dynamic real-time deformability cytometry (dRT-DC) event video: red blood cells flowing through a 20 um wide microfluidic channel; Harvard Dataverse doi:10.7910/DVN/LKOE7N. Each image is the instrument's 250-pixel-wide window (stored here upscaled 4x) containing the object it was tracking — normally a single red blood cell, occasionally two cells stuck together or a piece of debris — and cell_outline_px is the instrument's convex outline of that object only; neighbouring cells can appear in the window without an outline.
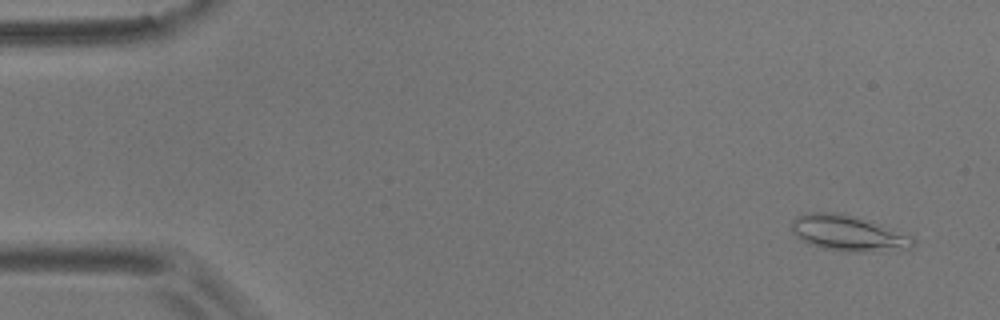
{"species": "common noctule bat (a hibernating species)", "species_latin": "Nyctalus noctula", "temperature_condition": "room temperature", "stored_images_in_passage": 26, "camera_frame_rate_fps": 3000, "um_per_image_px": 0.085, "animal": {"sex": "male", "body_mass_g": 17.9}, "frame": {"image": 1, "passage_image": 3, "time_ms": 0.667, "image_size_px": [1000, 320], "cell_outline_px": [[916, 240], [912, 248], [872, 252], [848, 252], [824, 248], [800, 240], [792, 232], [792, 220], [796, 216], [808, 212], [844, 212], [880, 224], [908, 236]], "centroid_in_image_um": [72.06, 19.81], "position_along_channel_um": 12.9, "area_um2": 25.32}}
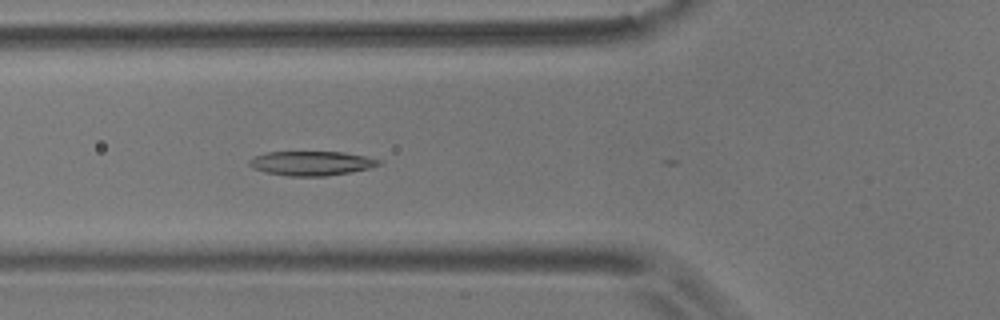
{"frame": {"image": 2, "passage_image": 20, "time_ms": 6.333, "image_size_px": [1000, 320], "cell_outline_px": [[384, 164], [368, 168], [348, 172], [324, 176], [288, 176], [264, 172], [252, 168], [248, 164], [248, 160], [256, 156], [268, 152], [344, 152], [368, 156], [384, 160]], "centroid_in_image_um": [26.51, 13.87], "position_along_channel_um": 99.3, "area_um2": 18.5}}
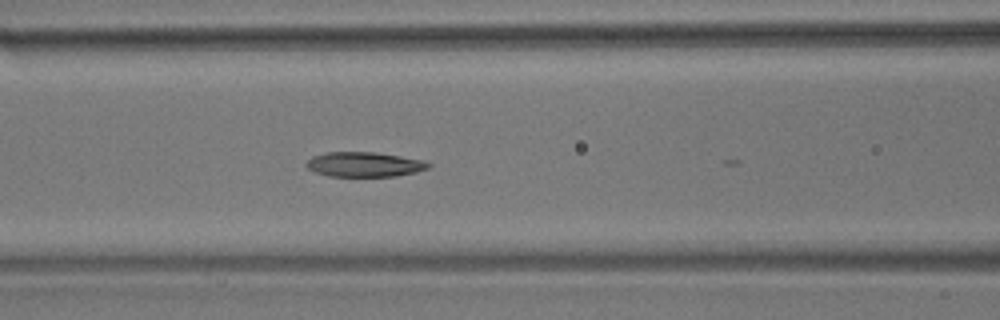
{"frame": {"image": 3, "passage_image": 23, "time_ms": 7.333, "image_size_px": [1000, 320], "cell_outline_px": [[432, 164], [428, 168], [416, 172], [396, 176], [328, 176], [316, 172], [308, 168], [304, 164], [312, 156], [324, 152], [376, 152], [400, 156], [420, 160]], "centroid_in_image_um": [30.93, 13.97], "position_along_channel_um": 135.7, "area_um2": 17.57}}